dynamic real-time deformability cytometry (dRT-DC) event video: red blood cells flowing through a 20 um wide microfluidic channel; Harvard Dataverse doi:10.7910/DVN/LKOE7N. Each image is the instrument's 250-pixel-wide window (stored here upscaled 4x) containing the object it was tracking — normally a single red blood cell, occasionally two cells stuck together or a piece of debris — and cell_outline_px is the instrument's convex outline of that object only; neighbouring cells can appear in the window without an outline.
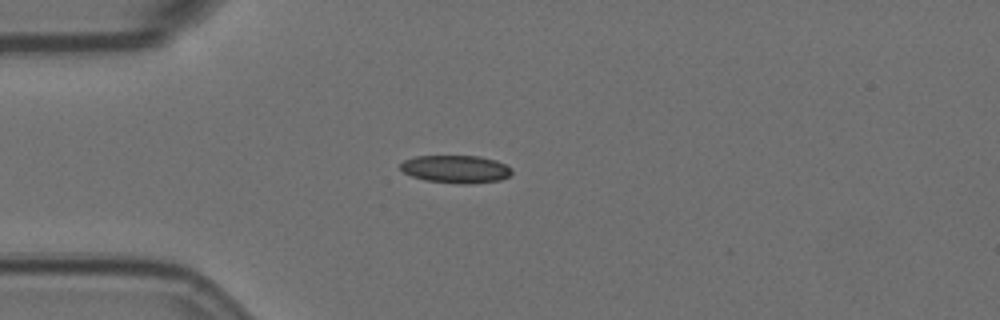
{"species": "Egyptian fruit bat (a non-hibernating species)", "species_latin": "Rousettus aegyptiacus", "temperature_condition": "room temperature", "stored_images_in_passage": 6, "camera_frame_rate_fps": 3000, "um_per_image_px": 0.085, "animal": {"sex": "female"}, "frame": {"image": 1, "passage_image": 1, "time_ms": 0.0, "image_size_px": [1000, 320], "cell_outline_px": [[512, 172], [508, 176], [500, 180], [468, 184], [460, 184], [424, 180], [412, 176], [404, 172], [400, 168], [400, 164], [404, 160], [416, 156], [480, 156], [496, 160], [512, 168]], "centroid_in_image_um": [38.74, 14.37], "position_along_channel_um": 46.3, "area_um2": 18.03}}
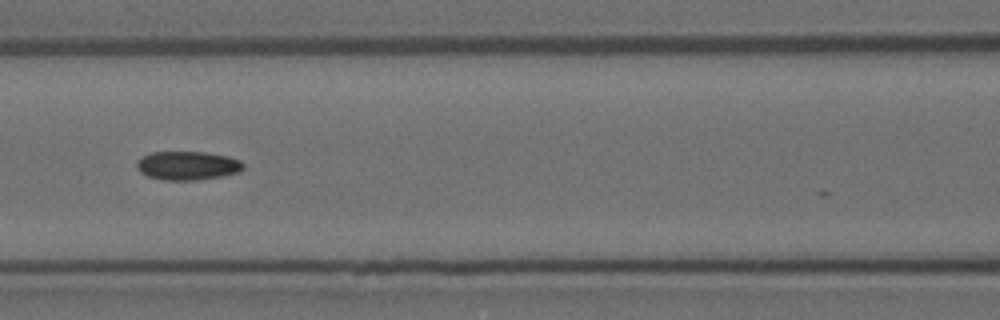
{"frame": {"image": 2, "passage_image": 4, "time_ms": 1.0, "image_size_px": [1000, 320], "cell_outline_px": [[244, 168], [240, 172], [220, 176], [196, 180], [164, 180], [148, 176], [140, 172], [136, 168], [136, 160], [152, 152], [204, 152], [228, 156], [240, 160], [244, 164]], "centroid_in_image_um": [15.94, 14.07], "position_along_channel_um": 150.7, "area_um2": 17.86}}
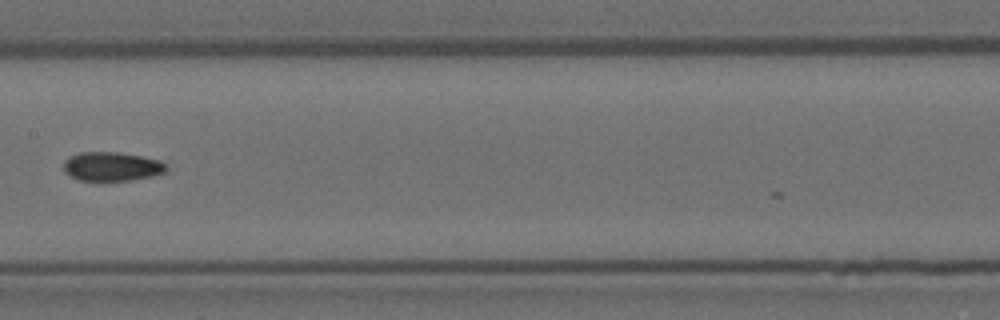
{"frame": {"image": 3, "passage_image": 5, "time_ms": 1.333, "image_size_px": [1000, 320], "cell_outline_px": [[168, 168], [164, 172], [152, 176], [132, 180], [80, 180], [64, 172], [64, 160], [68, 156], [80, 152], [116, 152], [140, 156], [156, 160], [164, 164]], "centroid_in_image_um": [9.46, 14.14], "position_along_channel_um": 197.9, "area_um2": 17.11}}